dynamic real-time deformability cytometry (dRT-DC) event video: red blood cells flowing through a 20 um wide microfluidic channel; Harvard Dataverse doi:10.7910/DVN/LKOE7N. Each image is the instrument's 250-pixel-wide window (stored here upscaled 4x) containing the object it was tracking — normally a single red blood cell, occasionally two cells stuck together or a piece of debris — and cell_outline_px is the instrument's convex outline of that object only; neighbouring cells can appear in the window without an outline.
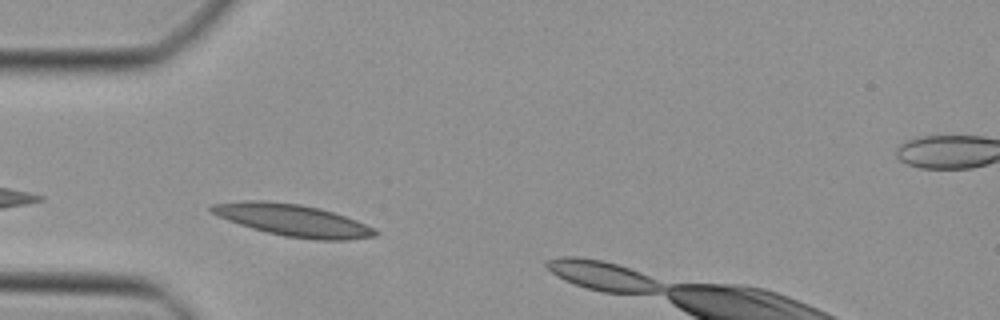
{"species": "Egyptian fruit bat (a non-hibernating species)", "species_latin": "Rousettus aegyptiacus", "temperature_condition": "cold", "stored_images_in_passage": 6, "camera_frame_rate_fps": 3000, "um_per_image_px": 0.085, "animal": {"sex": "female"}, "frame": {"image": 1, "passage_image": 2, "time_ms": 0.333, "image_size_px": [1000, 320], "cell_outline_px": [[380, 232], [376, 236], [348, 240], [316, 240], [284, 236], [252, 228], [216, 216], [208, 212], [208, 208], [212, 204], [244, 200], [264, 200], [300, 204], [320, 208], [356, 220], [376, 228]], "centroid_in_image_um": [24.89, 18.71], "position_along_channel_um": 60.1, "area_um2": 30.63}}
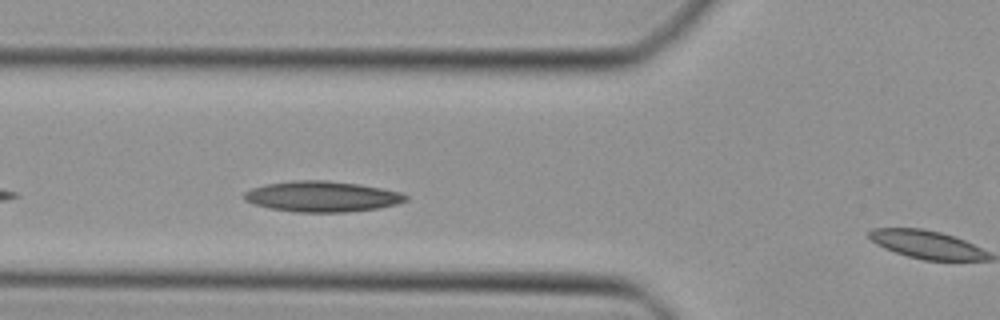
{"frame": {"image": 2, "passage_image": 5, "time_ms": 1.333, "image_size_px": [1000, 320], "cell_outline_px": [[408, 200], [396, 204], [380, 208], [348, 212], [296, 212], [272, 208], [256, 204], [244, 200], [244, 192], [252, 188], [264, 184], [292, 180], [328, 180], [356, 184], [380, 188], [400, 192], [408, 196]], "centroid_in_image_um": [27.38, 16.7], "position_along_channel_um": 98.4, "area_um2": 28.78}}